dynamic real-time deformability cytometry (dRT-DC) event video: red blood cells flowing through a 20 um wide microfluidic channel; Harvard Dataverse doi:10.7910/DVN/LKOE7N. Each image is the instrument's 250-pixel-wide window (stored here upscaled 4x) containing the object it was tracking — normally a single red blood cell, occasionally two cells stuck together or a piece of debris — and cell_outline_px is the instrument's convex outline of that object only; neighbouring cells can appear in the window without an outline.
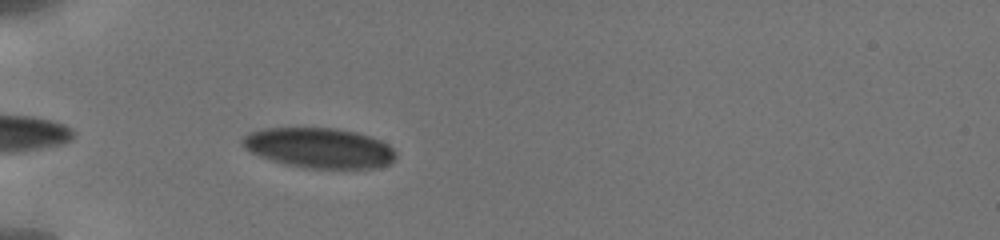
{"species": "human", "species_latin": "Homo sapiens", "temperature_condition": "cold", "stored_images_in_passage": 39, "camera_frame_rate_fps": 3000, "um_per_image_px": 0.085, "donor": {"sex": "male"}, "frame": {"image": 1, "passage_image": 5, "time_ms": 1.0, "image_size_px": [1000, 240], "cell_outline_px": [[396, 160], [392, 164], [380, 168], [304, 168], [284, 164], [260, 156], [244, 148], [240, 140], [244, 136], [252, 132], [264, 128], [336, 128], [356, 132], [372, 136], [388, 144], [396, 152]], "centroid_in_image_um": [27.19, 12.58], "position_along_channel_um": 57.8, "area_um2": 36.18}}
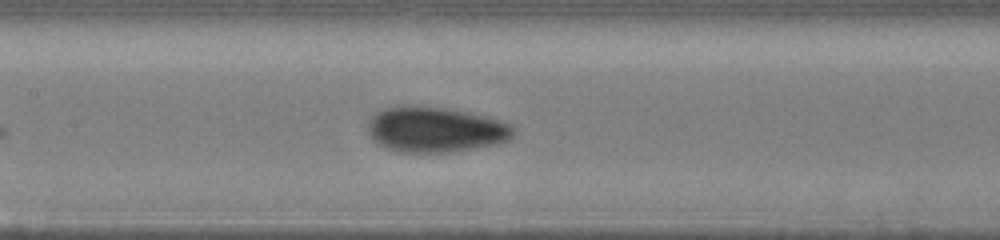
{"frame": {"image": 2, "passage_image": 20, "time_ms": 4.333, "image_size_px": [1000, 240], "cell_outline_px": [[516, 132], [512, 140], [496, 144], [452, 152], [396, 152], [384, 148], [372, 140], [368, 132], [368, 120], [372, 112], [380, 108], [396, 104], [408, 104], [444, 108], [468, 112], [500, 120], [512, 124], [516, 128]], "centroid_in_image_um": [36.96, 10.99], "position_along_channel_um": 170.4, "area_um2": 39.65}}
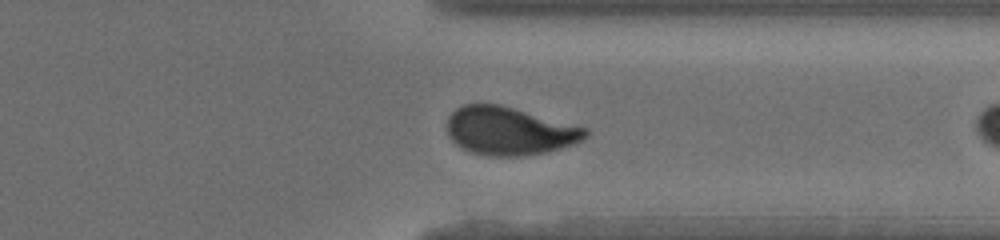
{"frame": {"image": 3, "passage_image": 38, "time_ms": 8.333, "image_size_px": [1000, 240], "cell_outline_px": [[588, 136], [572, 144], [548, 152], [520, 156], [488, 156], [472, 152], [456, 144], [448, 136], [448, 116], [456, 108], [464, 104], [500, 104], [588, 128]], "centroid_in_image_um": [43.29, 11.13], "position_along_channel_um": 368.1, "area_um2": 38.67}}